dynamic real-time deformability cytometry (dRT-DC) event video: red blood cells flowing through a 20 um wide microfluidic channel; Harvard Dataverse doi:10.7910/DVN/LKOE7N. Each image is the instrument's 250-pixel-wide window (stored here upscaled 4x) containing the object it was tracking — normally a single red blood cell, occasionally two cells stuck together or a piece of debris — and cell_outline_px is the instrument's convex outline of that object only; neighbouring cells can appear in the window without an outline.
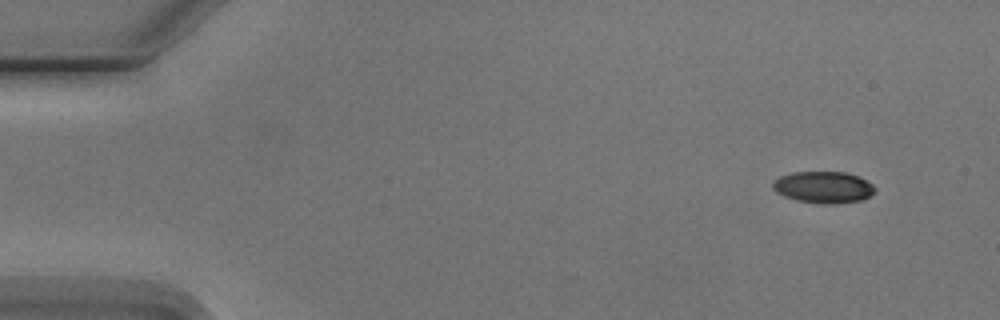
{"species": "Egyptian fruit bat (a non-hibernating species)", "species_latin": "Rousettus aegyptiacus", "temperature_condition": "cold", "stored_images_in_passage": 6, "camera_frame_rate_fps": 3000, "um_per_image_px": 0.085, "animal": {"sex": "male"}, "frame": {"image": 1, "passage_image": 1, "time_ms": 0.0, "image_size_px": [1000, 320], "cell_outline_px": [[876, 192], [864, 200], [836, 204], [820, 204], [796, 200], [784, 196], [776, 192], [772, 188], [772, 180], [780, 176], [792, 172], [844, 172], [860, 176], [868, 180], [876, 188]], "centroid_in_image_um": [70.02, 15.92], "position_along_channel_um": 15.0, "area_um2": 19.31}}
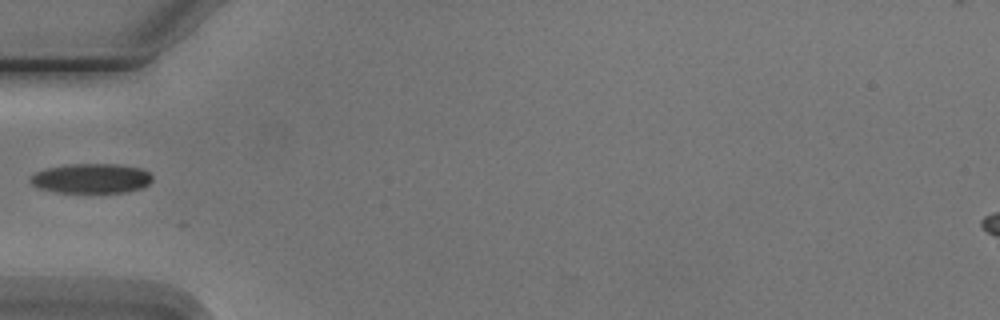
{"frame": {"image": 2, "passage_image": 5, "time_ms": 4.667, "image_size_px": [1000, 320], "cell_outline_px": [[152, 180], [148, 184], [140, 188], [128, 192], [56, 192], [40, 188], [32, 184], [28, 180], [36, 172], [48, 168], [72, 164], [120, 164], [144, 168], [152, 176]], "centroid_in_image_um": [7.8, 15.16], "position_along_channel_um": 77.2, "area_um2": 21.04}}
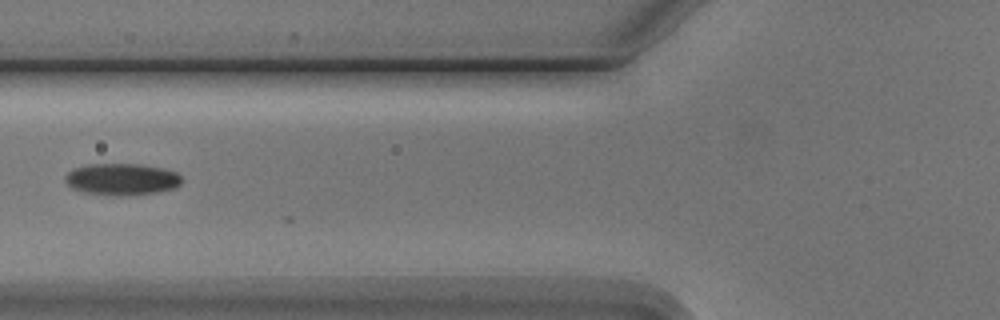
{"frame": {"image": 3, "passage_image": 6, "time_ms": 5.667, "image_size_px": [1000, 320], "cell_outline_px": [[180, 184], [176, 188], [156, 192], [132, 196], [116, 196], [84, 192], [72, 188], [64, 180], [64, 176], [72, 168], [88, 164], [140, 164], [164, 168], [176, 172], [180, 176]], "centroid_in_image_um": [10.34, 15.24], "position_along_channel_um": 115.5, "area_um2": 21.79}}